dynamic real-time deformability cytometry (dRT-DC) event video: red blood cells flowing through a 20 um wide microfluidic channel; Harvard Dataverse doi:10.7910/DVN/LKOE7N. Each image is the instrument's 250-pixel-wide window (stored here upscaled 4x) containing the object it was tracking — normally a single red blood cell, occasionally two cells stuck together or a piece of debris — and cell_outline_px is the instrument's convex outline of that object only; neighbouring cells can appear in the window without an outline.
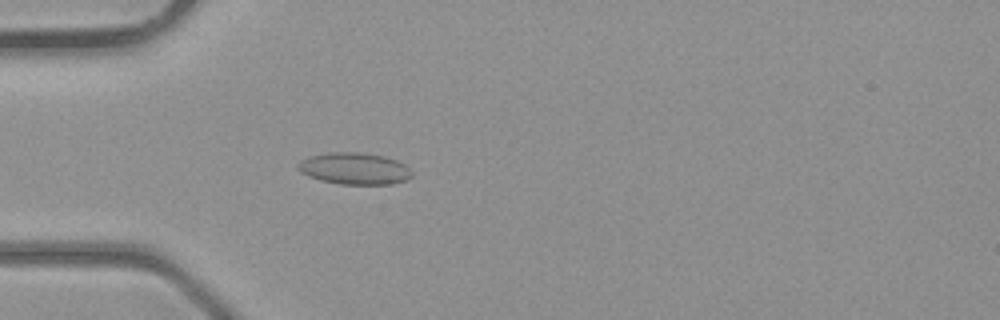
{"species": "common noctule bat (a hibernating species)", "species_latin": "Nyctalus noctula", "temperature_condition": "room temperature", "stored_images_in_passage": 36, "camera_frame_rate_fps": 3000, "um_per_image_px": 0.085, "animal": {"sex": "male", "body_mass_g": 23.1, "forearm_length_mm": 52.7}, "frame": {"image": 1, "passage_image": 7, "time_ms": 2.0, "image_size_px": [1000, 320], "cell_outline_px": [[412, 176], [408, 180], [392, 184], [340, 184], [320, 180], [308, 176], [300, 172], [296, 168], [296, 164], [300, 160], [308, 156], [328, 152], [360, 152], [384, 156], [396, 160], [404, 164], [412, 172]], "centroid_in_image_um": [30.09, 14.32], "position_along_channel_um": 54.9, "area_um2": 21.33}}
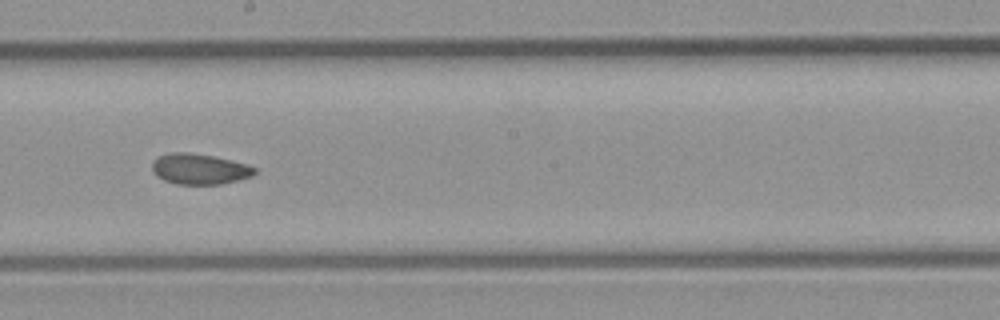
{"frame": {"image": 2, "passage_image": 18, "time_ms": 5.667, "image_size_px": [1000, 320], "cell_outline_px": [[256, 172], [252, 176], [220, 184], [176, 184], [164, 180], [156, 176], [152, 172], [152, 160], [160, 156], [172, 152], [188, 152], [212, 156], [232, 160], [248, 164], [256, 168]], "centroid_in_image_um": [16.94, 14.36], "position_along_channel_um": 231.3, "area_um2": 18.32}}
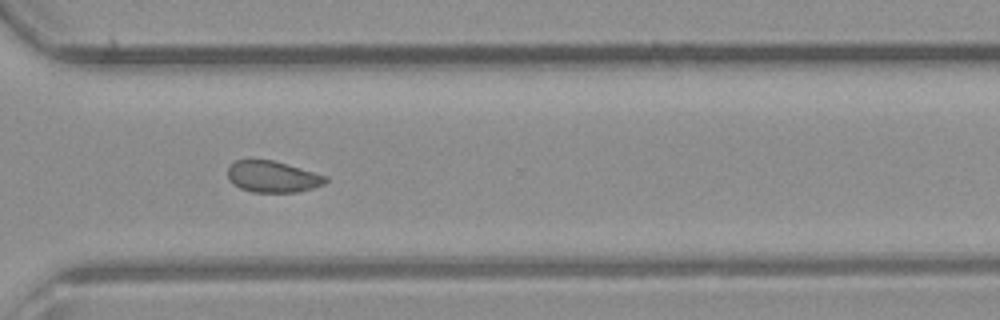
{"frame": {"image": 3, "passage_image": 25, "time_ms": 8.0, "image_size_px": [1000, 320], "cell_outline_px": [[328, 180], [324, 184], [312, 188], [296, 192], [252, 192], [240, 188], [228, 180], [228, 168], [236, 160], [272, 160], [288, 164], [328, 176]], "centroid_in_image_um": [23.19, 15.02], "position_along_channel_um": 347.4, "area_um2": 17.86}}